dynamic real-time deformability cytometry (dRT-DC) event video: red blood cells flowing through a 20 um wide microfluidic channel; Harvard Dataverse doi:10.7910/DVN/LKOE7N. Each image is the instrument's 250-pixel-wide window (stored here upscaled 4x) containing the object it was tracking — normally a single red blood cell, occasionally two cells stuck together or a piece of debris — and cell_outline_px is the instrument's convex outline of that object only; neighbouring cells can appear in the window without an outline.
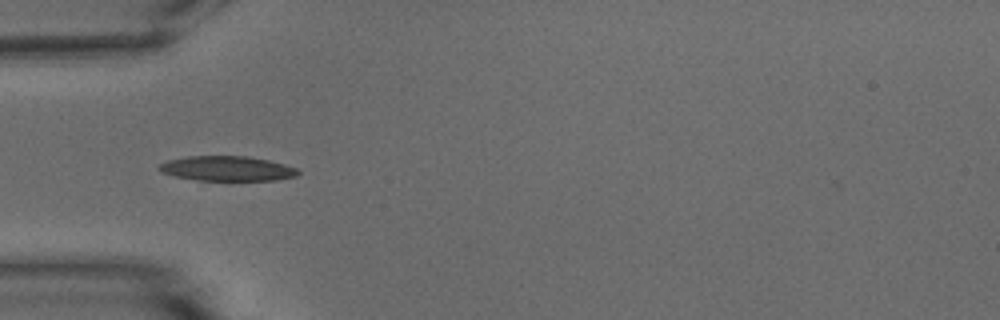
{"species": "common noctule bat (a hibernating species)", "species_latin": "Nyctalus noctula", "temperature_condition": "warm", "stored_images_in_passage": 36, "camera_frame_rate_fps": 3000, "um_per_image_px": 0.085, "animal": {"sex": "male", "body_mass_g": 15.6}, "frame": {"image": 1, "passage_image": 6, "time_ms": 1.667, "image_size_px": [1000, 320], "cell_outline_px": [[300, 172], [296, 176], [276, 180], [196, 180], [172, 176], [160, 172], [156, 168], [160, 164], [168, 160], [188, 156], [248, 156], [268, 160], [284, 164], [296, 168]], "centroid_in_image_um": [19.26, 14.32], "position_along_channel_um": 65.7, "area_um2": 20.17}}
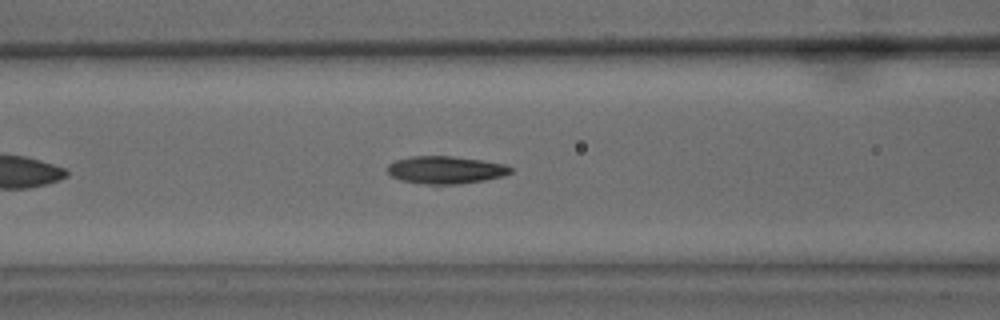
{"frame": {"image": 2, "passage_image": 11, "time_ms": 3.333, "image_size_px": [1000, 320], "cell_outline_px": [[512, 172], [504, 176], [484, 180], [460, 184], [428, 184], [400, 180], [392, 176], [388, 172], [388, 164], [396, 160], [412, 156], [452, 156], [484, 160], [504, 164], [512, 168]], "centroid_in_image_um": [37.9, 14.44], "position_along_channel_um": 128.7, "area_um2": 19.77}}
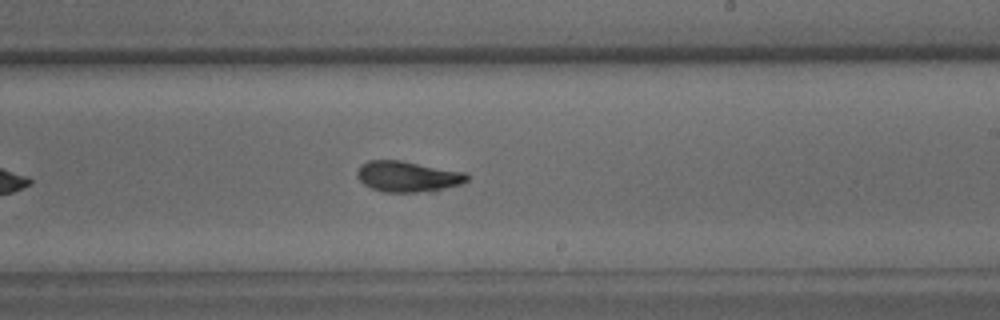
{"frame": {"image": 3, "passage_image": 21, "time_ms": 6.667, "image_size_px": [1000, 320], "cell_outline_px": [[468, 180], [464, 184], [436, 192], [384, 192], [372, 188], [364, 184], [356, 176], [356, 172], [368, 160], [400, 160], [464, 172], [468, 176]], "centroid_in_image_um": [34.71, 15.03], "position_along_channel_um": 254.3, "area_um2": 19.88}, "authors_computed_cell_mechanics": {"area_um2": 19.8543, "velocity_mm_per_s": 3.7736, "shape_relaxation_time_tau1_ms": 2.631, "shape_relaxation_time_tau2_ms": 1.8435, "deformation_change_tau1": 0.148, "deformation_change_tau2": 0.0716}}